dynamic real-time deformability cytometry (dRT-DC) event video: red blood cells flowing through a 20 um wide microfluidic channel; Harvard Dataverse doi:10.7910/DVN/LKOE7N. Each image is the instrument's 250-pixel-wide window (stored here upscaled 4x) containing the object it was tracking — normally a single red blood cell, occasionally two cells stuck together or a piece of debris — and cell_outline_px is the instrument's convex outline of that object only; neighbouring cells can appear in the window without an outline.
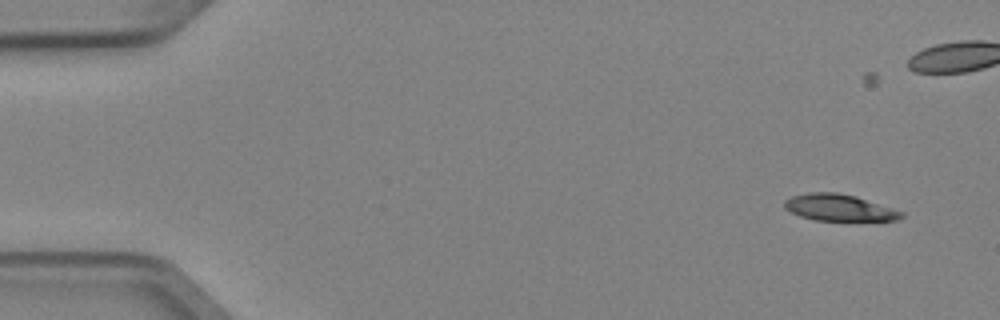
{"species": "Egyptian fruit bat (a non-hibernating species)", "species_latin": "Rousettus aegyptiacus", "temperature_condition": "cold", "stored_images_in_passage": 11, "camera_frame_rate_fps": 3000, "um_per_image_px": 0.085, "animal": {"sex": "female"}, "frame": {"image": 1, "passage_image": 2, "time_ms": 0.333, "image_size_px": [1000, 320], "cell_outline_px": [[904, 216], [900, 220], [816, 220], [800, 216], [784, 208], [784, 200], [792, 196], [808, 192], [836, 192], [856, 196], [904, 212]], "centroid_in_image_um": [71.32, 17.64], "position_along_channel_um": 13.7, "area_um2": 18.03}}